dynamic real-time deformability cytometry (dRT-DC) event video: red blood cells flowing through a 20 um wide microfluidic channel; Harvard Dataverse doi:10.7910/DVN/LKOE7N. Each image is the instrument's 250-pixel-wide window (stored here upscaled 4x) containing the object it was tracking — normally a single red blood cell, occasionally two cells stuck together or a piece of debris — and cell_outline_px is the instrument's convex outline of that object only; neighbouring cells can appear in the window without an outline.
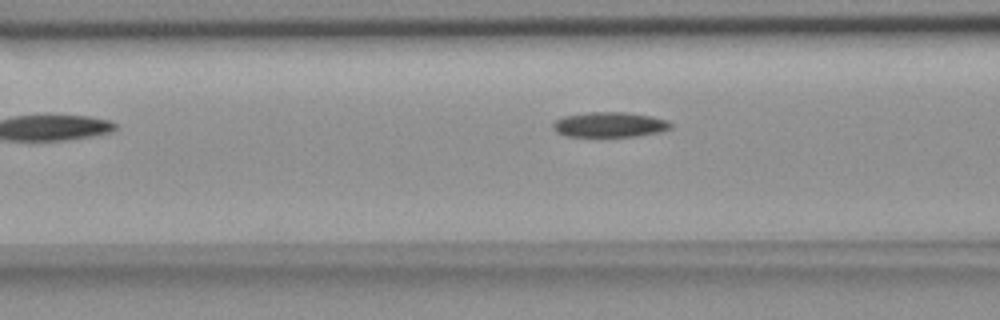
{"species": "common noctule bat (a hibernating species)", "species_latin": "Nyctalus noctula", "temperature_condition": "room temperature", "stored_images_in_passage": 4, "camera_frame_rate_fps": 3000, "um_per_image_px": 0.085, "animal": {"sex": "female", "body_mass_g": 18.4}, "frame": {"image": 1, "passage_image": 4, "time_ms": 3.667, "image_size_px": [1000, 320], "cell_outline_px": [[672, 128], [660, 132], [636, 136], [564, 136], [556, 132], [552, 128], [552, 124], [556, 120], [564, 116], [588, 112], [624, 112], [652, 116], [668, 120], [672, 124]], "centroid_in_image_um": [51.82, 10.59], "position_along_channel_um": 114.8, "area_um2": 17.28}}